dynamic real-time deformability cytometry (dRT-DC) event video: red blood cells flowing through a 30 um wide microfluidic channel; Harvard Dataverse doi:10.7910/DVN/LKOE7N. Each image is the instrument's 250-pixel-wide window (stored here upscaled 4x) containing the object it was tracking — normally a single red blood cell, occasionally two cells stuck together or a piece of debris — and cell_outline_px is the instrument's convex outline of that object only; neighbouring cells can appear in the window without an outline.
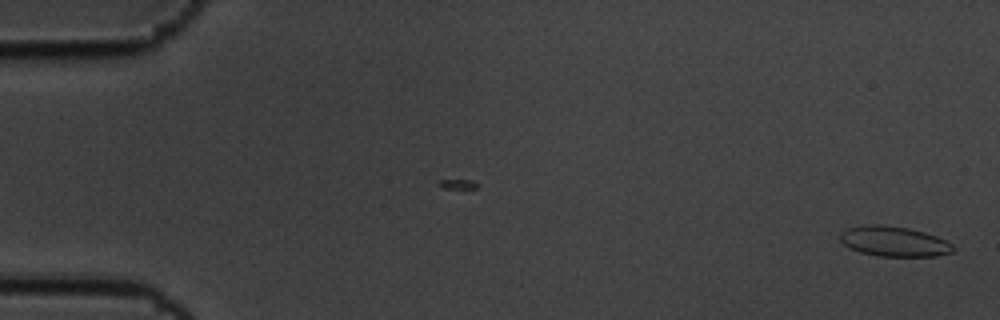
{"species": "common noctule bat (a hibernating species)", "species_latin": "Nyctalus noctula", "temperature_condition": "cold", "stored_images_in_passage": 58, "camera_frame_rate_fps": 3000, "um_per_image_px": 0.085, "animal": {"sex": "male", "body_mass_g": 19.5, "forearm_length_mm": 54.6}, "frame": {"image": 1, "passage_image": 1, "time_ms": 0.0, "image_size_px": [1000, 320], "cell_outline_px": [[952, 252], [936, 256], [876, 256], [860, 252], [844, 244], [840, 240], [840, 232], [848, 228], [868, 224], [880, 224], [908, 228], [924, 232], [936, 236], [952, 244]], "centroid_in_image_um": [75.96, 20.51], "position_along_channel_um": 9.0, "area_um2": 19.65}}
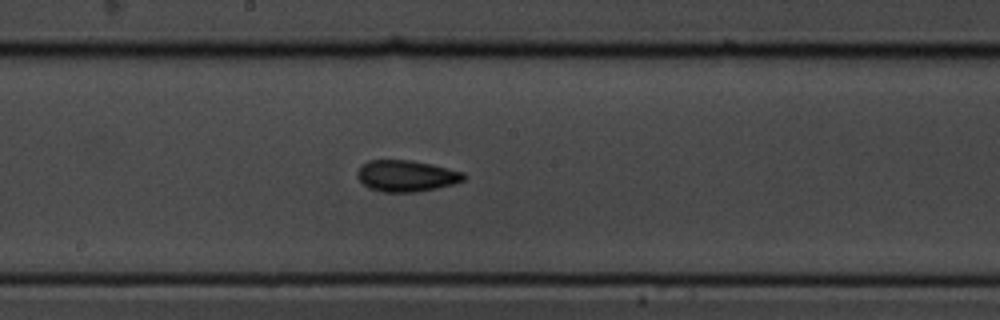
{"frame": {"image": 2, "passage_image": 31, "time_ms": 10.0, "image_size_px": [1000, 320], "cell_outline_px": [[468, 176], [464, 180], [452, 184], [436, 188], [416, 192], [380, 192], [368, 188], [356, 176], [356, 172], [360, 164], [368, 160], [412, 160], [432, 164], [464, 172]], "centroid_in_image_um": [34.51, 14.94], "position_along_channel_um": 213.7, "area_um2": 19.71}}
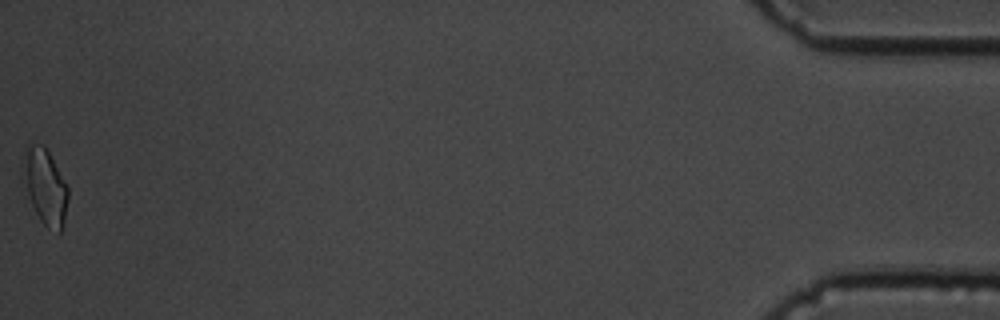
{"frame": {"image": 3, "passage_image": 58, "time_ms": 19.0, "image_size_px": [1000, 320], "cell_outline_px": [[68, 200], [64, 224], [60, 232], [48, 228], [40, 220], [20, 180], [24, 148], [28, 144], [44, 144], [68, 188]], "centroid_in_image_um": [3.79, 15.83], "position_along_channel_um": 431.4, "area_um2": 20.11}, "authors_computed_cell_mechanics": {"area_um2": 19.1029, "velocity_mm_per_s": 3.448, "shape_relaxation_time_tau1_ms": 3.753, "shape_relaxation_time_tau2_ms": 3.9347, "deformation_change_tau1": 0.1156, "deformation_change_tau2": 0.1119}}